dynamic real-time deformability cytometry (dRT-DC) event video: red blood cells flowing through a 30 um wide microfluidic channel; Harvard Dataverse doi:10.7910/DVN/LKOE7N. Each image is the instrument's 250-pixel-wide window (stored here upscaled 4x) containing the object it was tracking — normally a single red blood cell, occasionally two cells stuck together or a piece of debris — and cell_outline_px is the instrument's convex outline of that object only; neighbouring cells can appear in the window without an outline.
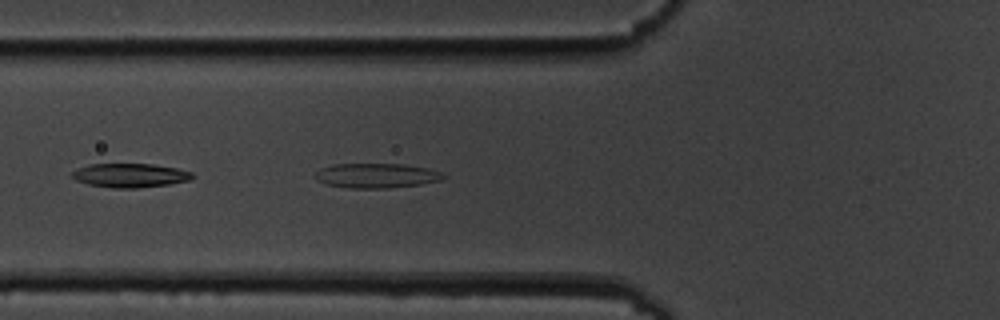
{"species": "common noctule bat (a hibernating species)", "species_latin": "Nyctalus noctula", "temperature_condition": "cold", "stored_images_in_passage": 56, "camera_frame_rate_fps": 3000, "um_per_image_px": 0.085, "animal": {"sex": "male", "body_mass_g": 19.5, "forearm_length_mm": 54.6}, "frame": {"image": 1, "passage_image": 20, "time_ms": 6.333, "image_size_px": [1000, 320], "cell_outline_px": [[448, 176], [440, 180], [420, 184], [388, 188], [348, 188], [324, 184], [316, 180], [312, 176], [320, 168], [332, 164], [404, 164], [428, 168], [440, 172]], "centroid_in_image_um": [31.94, 14.92], "position_along_channel_um": 93.9, "area_um2": 18.61}}
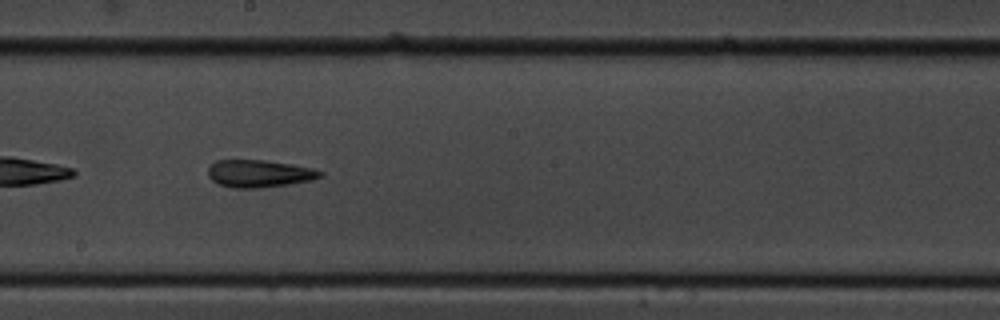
{"frame": {"image": 2, "passage_image": 31, "time_ms": 10.0, "image_size_px": [1000, 320], "cell_outline_px": [[324, 176], [312, 180], [288, 184], [260, 188], [232, 188], [220, 184], [212, 180], [208, 176], [208, 168], [216, 160], [264, 160], [292, 164], [312, 168], [324, 172]], "centroid_in_image_um": [22.05, 14.75], "position_along_channel_um": 226.1, "area_um2": 17.98}}
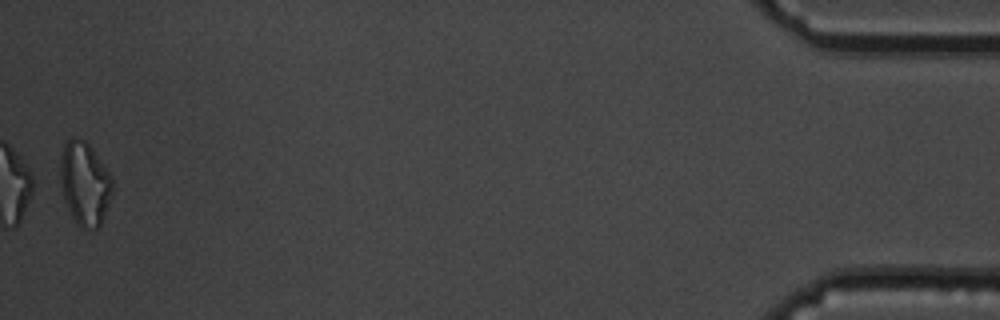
{"frame": {"image": 3, "passage_image": 55, "time_ms": 18.0, "image_size_px": [1000, 320], "cell_outline_px": [[112, 192], [108, 204], [100, 224], [96, 228], [80, 228], [76, 224], [72, 216], [64, 196], [60, 184], [60, 156], [64, 144], [72, 136], [80, 136], [92, 148], [112, 176]], "centroid_in_image_um": [7.19, 15.54], "position_along_channel_um": 428.0, "area_um2": 25.26}, "authors_computed_cell_mechanics": {"area_um2": 19.363, "velocity_mm_per_s": 3.6076, "shape_relaxation_time_tau1_ms": 8.7856, "shape_relaxation_time_tau2_ms": 5.4279, "deformation_change_tau1": 0.1631, "deformation_change_tau2": 0.1675}}